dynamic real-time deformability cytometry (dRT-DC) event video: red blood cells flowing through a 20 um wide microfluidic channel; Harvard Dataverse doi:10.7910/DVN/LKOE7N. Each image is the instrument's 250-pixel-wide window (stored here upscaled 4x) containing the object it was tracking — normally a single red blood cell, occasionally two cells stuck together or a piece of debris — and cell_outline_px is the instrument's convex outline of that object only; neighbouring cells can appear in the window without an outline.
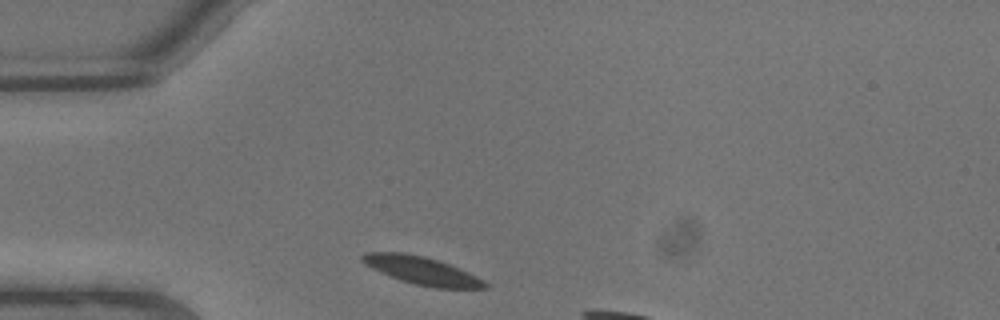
{"species": "common noctule bat (a hibernating species)", "species_latin": "Nyctalus noctula", "temperature_condition": "warm", "stored_images_in_passage": 4, "segment_of_instrument_passage": [1, 2], "camera_frame_rate_fps": 3000, "um_per_image_px": 0.085, "animal": {"sex": "male", "body_mass_g": 13.3}, "frame": {"image": 1, "passage_image": 1, "time_ms": 0.0, "image_size_px": [1000, 320], "cell_outline_px": [[488, 288], [436, 288], [416, 284], [400, 280], [380, 272], [364, 264], [360, 260], [360, 256], [364, 252], [404, 252], [424, 256], [448, 264], [476, 276], [484, 280], [488, 284]], "centroid_in_image_um": [35.8, 22.99], "position_along_channel_um": 49.2, "area_um2": 19.77}}
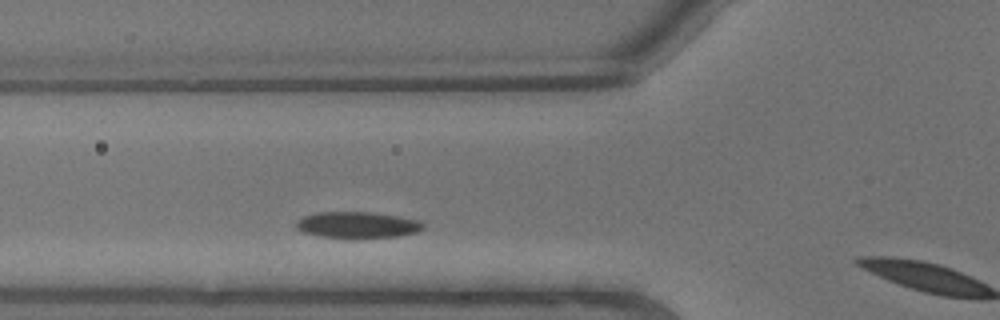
{"frame": {"image": 2, "passage_image": 3, "time_ms": 0.667, "image_size_px": [1000, 320], "cell_outline_px": [[424, 228], [416, 232], [396, 236], [352, 240], [320, 236], [300, 232], [296, 228], [296, 224], [304, 216], [316, 212], [368, 212], [396, 216], [416, 220], [424, 224]], "centroid_in_image_um": [30.33, 19.15], "position_along_channel_um": 95.5, "area_um2": 19.71}}